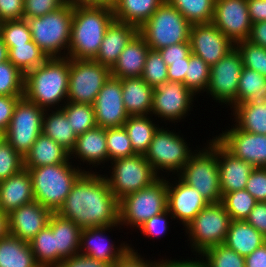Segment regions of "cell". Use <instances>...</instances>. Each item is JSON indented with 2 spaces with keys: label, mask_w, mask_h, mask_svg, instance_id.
Masks as SVG:
<instances>
[{
  "label": "cell",
  "mask_w": 266,
  "mask_h": 267,
  "mask_svg": "<svg viewBox=\"0 0 266 267\" xmlns=\"http://www.w3.org/2000/svg\"><path fill=\"white\" fill-rule=\"evenodd\" d=\"M130 244V250L119 259L112 267H160V258L153 260L145 258L144 254L138 253V249Z\"/></svg>",
  "instance_id": "cell-54"
},
{
  "label": "cell",
  "mask_w": 266,
  "mask_h": 267,
  "mask_svg": "<svg viewBox=\"0 0 266 267\" xmlns=\"http://www.w3.org/2000/svg\"><path fill=\"white\" fill-rule=\"evenodd\" d=\"M243 69L240 52L234 47L221 60L211 66L206 94L214 102L230 109L234 106L239 78Z\"/></svg>",
  "instance_id": "cell-15"
},
{
  "label": "cell",
  "mask_w": 266,
  "mask_h": 267,
  "mask_svg": "<svg viewBox=\"0 0 266 267\" xmlns=\"http://www.w3.org/2000/svg\"><path fill=\"white\" fill-rule=\"evenodd\" d=\"M117 228L123 229L120 224L82 229L79 253L108 263L112 267L130 250L129 243L121 241L120 245L116 246V242L106 234Z\"/></svg>",
  "instance_id": "cell-17"
},
{
  "label": "cell",
  "mask_w": 266,
  "mask_h": 267,
  "mask_svg": "<svg viewBox=\"0 0 266 267\" xmlns=\"http://www.w3.org/2000/svg\"><path fill=\"white\" fill-rule=\"evenodd\" d=\"M48 57L33 42V40L21 44L13 45L8 49V60L18 68L24 75L44 63Z\"/></svg>",
  "instance_id": "cell-37"
},
{
  "label": "cell",
  "mask_w": 266,
  "mask_h": 267,
  "mask_svg": "<svg viewBox=\"0 0 266 267\" xmlns=\"http://www.w3.org/2000/svg\"><path fill=\"white\" fill-rule=\"evenodd\" d=\"M108 165L112 160L136 154L124 126L106 128Z\"/></svg>",
  "instance_id": "cell-46"
},
{
  "label": "cell",
  "mask_w": 266,
  "mask_h": 267,
  "mask_svg": "<svg viewBox=\"0 0 266 267\" xmlns=\"http://www.w3.org/2000/svg\"><path fill=\"white\" fill-rule=\"evenodd\" d=\"M98 173L84 172L56 212L82 229L119 224V200L103 173Z\"/></svg>",
  "instance_id": "cell-1"
},
{
  "label": "cell",
  "mask_w": 266,
  "mask_h": 267,
  "mask_svg": "<svg viewBox=\"0 0 266 267\" xmlns=\"http://www.w3.org/2000/svg\"><path fill=\"white\" fill-rule=\"evenodd\" d=\"M247 40L266 49V21L253 23Z\"/></svg>",
  "instance_id": "cell-63"
},
{
  "label": "cell",
  "mask_w": 266,
  "mask_h": 267,
  "mask_svg": "<svg viewBox=\"0 0 266 267\" xmlns=\"http://www.w3.org/2000/svg\"><path fill=\"white\" fill-rule=\"evenodd\" d=\"M141 78L153 88L168 81V66L158 50L149 49Z\"/></svg>",
  "instance_id": "cell-48"
},
{
  "label": "cell",
  "mask_w": 266,
  "mask_h": 267,
  "mask_svg": "<svg viewBox=\"0 0 266 267\" xmlns=\"http://www.w3.org/2000/svg\"><path fill=\"white\" fill-rule=\"evenodd\" d=\"M110 76L108 66L94 60L70 58L67 101L93 105Z\"/></svg>",
  "instance_id": "cell-13"
},
{
  "label": "cell",
  "mask_w": 266,
  "mask_h": 267,
  "mask_svg": "<svg viewBox=\"0 0 266 267\" xmlns=\"http://www.w3.org/2000/svg\"><path fill=\"white\" fill-rule=\"evenodd\" d=\"M61 110L70 121L74 133L79 136L96 127L94 106L91 104L74 103L67 101Z\"/></svg>",
  "instance_id": "cell-41"
},
{
  "label": "cell",
  "mask_w": 266,
  "mask_h": 267,
  "mask_svg": "<svg viewBox=\"0 0 266 267\" xmlns=\"http://www.w3.org/2000/svg\"><path fill=\"white\" fill-rule=\"evenodd\" d=\"M70 153L53 139L41 133L24 157V167H40L66 163Z\"/></svg>",
  "instance_id": "cell-31"
},
{
  "label": "cell",
  "mask_w": 266,
  "mask_h": 267,
  "mask_svg": "<svg viewBox=\"0 0 266 267\" xmlns=\"http://www.w3.org/2000/svg\"><path fill=\"white\" fill-rule=\"evenodd\" d=\"M247 7L252 24L266 21V0H247Z\"/></svg>",
  "instance_id": "cell-61"
},
{
  "label": "cell",
  "mask_w": 266,
  "mask_h": 267,
  "mask_svg": "<svg viewBox=\"0 0 266 267\" xmlns=\"http://www.w3.org/2000/svg\"><path fill=\"white\" fill-rule=\"evenodd\" d=\"M245 267H266V243L245 257Z\"/></svg>",
  "instance_id": "cell-64"
},
{
  "label": "cell",
  "mask_w": 266,
  "mask_h": 267,
  "mask_svg": "<svg viewBox=\"0 0 266 267\" xmlns=\"http://www.w3.org/2000/svg\"><path fill=\"white\" fill-rule=\"evenodd\" d=\"M192 24L211 23L215 0H167Z\"/></svg>",
  "instance_id": "cell-39"
},
{
  "label": "cell",
  "mask_w": 266,
  "mask_h": 267,
  "mask_svg": "<svg viewBox=\"0 0 266 267\" xmlns=\"http://www.w3.org/2000/svg\"><path fill=\"white\" fill-rule=\"evenodd\" d=\"M189 58H184V61L172 62L168 66V80L184 82L185 75L188 69Z\"/></svg>",
  "instance_id": "cell-62"
},
{
  "label": "cell",
  "mask_w": 266,
  "mask_h": 267,
  "mask_svg": "<svg viewBox=\"0 0 266 267\" xmlns=\"http://www.w3.org/2000/svg\"><path fill=\"white\" fill-rule=\"evenodd\" d=\"M56 267H111L108 263L99 261L83 254H74L63 259Z\"/></svg>",
  "instance_id": "cell-59"
},
{
  "label": "cell",
  "mask_w": 266,
  "mask_h": 267,
  "mask_svg": "<svg viewBox=\"0 0 266 267\" xmlns=\"http://www.w3.org/2000/svg\"><path fill=\"white\" fill-rule=\"evenodd\" d=\"M42 133L53 139L69 153L73 150L77 139L70 121L61 109L45 110Z\"/></svg>",
  "instance_id": "cell-34"
},
{
  "label": "cell",
  "mask_w": 266,
  "mask_h": 267,
  "mask_svg": "<svg viewBox=\"0 0 266 267\" xmlns=\"http://www.w3.org/2000/svg\"><path fill=\"white\" fill-rule=\"evenodd\" d=\"M234 125L245 132L266 135V100H252L234 105L231 109ZM236 122V123H235Z\"/></svg>",
  "instance_id": "cell-30"
},
{
  "label": "cell",
  "mask_w": 266,
  "mask_h": 267,
  "mask_svg": "<svg viewBox=\"0 0 266 267\" xmlns=\"http://www.w3.org/2000/svg\"><path fill=\"white\" fill-rule=\"evenodd\" d=\"M217 155L222 195L244 190L254 167L250 163L235 157L218 140Z\"/></svg>",
  "instance_id": "cell-24"
},
{
  "label": "cell",
  "mask_w": 266,
  "mask_h": 267,
  "mask_svg": "<svg viewBox=\"0 0 266 267\" xmlns=\"http://www.w3.org/2000/svg\"><path fill=\"white\" fill-rule=\"evenodd\" d=\"M221 202L231 220H245L257 204V200L245 189L226 193Z\"/></svg>",
  "instance_id": "cell-43"
},
{
  "label": "cell",
  "mask_w": 266,
  "mask_h": 267,
  "mask_svg": "<svg viewBox=\"0 0 266 267\" xmlns=\"http://www.w3.org/2000/svg\"><path fill=\"white\" fill-rule=\"evenodd\" d=\"M214 136L235 157L254 168L266 167V135L245 132L232 124Z\"/></svg>",
  "instance_id": "cell-16"
},
{
  "label": "cell",
  "mask_w": 266,
  "mask_h": 267,
  "mask_svg": "<svg viewBox=\"0 0 266 267\" xmlns=\"http://www.w3.org/2000/svg\"><path fill=\"white\" fill-rule=\"evenodd\" d=\"M0 267H41L31 251L29 242L12 235L0 239Z\"/></svg>",
  "instance_id": "cell-36"
},
{
  "label": "cell",
  "mask_w": 266,
  "mask_h": 267,
  "mask_svg": "<svg viewBox=\"0 0 266 267\" xmlns=\"http://www.w3.org/2000/svg\"><path fill=\"white\" fill-rule=\"evenodd\" d=\"M93 106L97 126L104 129L122 127L129 115L122 99L121 80L110 76L99 91Z\"/></svg>",
  "instance_id": "cell-21"
},
{
  "label": "cell",
  "mask_w": 266,
  "mask_h": 267,
  "mask_svg": "<svg viewBox=\"0 0 266 267\" xmlns=\"http://www.w3.org/2000/svg\"><path fill=\"white\" fill-rule=\"evenodd\" d=\"M73 19V4L68 2L62 8L41 17L26 19L33 42L51 57H67L71 25Z\"/></svg>",
  "instance_id": "cell-6"
},
{
  "label": "cell",
  "mask_w": 266,
  "mask_h": 267,
  "mask_svg": "<svg viewBox=\"0 0 266 267\" xmlns=\"http://www.w3.org/2000/svg\"><path fill=\"white\" fill-rule=\"evenodd\" d=\"M108 166L107 169L110 170L105 172L104 176L118 200L151 186L160 178L142 154L112 160Z\"/></svg>",
  "instance_id": "cell-11"
},
{
  "label": "cell",
  "mask_w": 266,
  "mask_h": 267,
  "mask_svg": "<svg viewBox=\"0 0 266 267\" xmlns=\"http://www.w3.org/2000/svg\"><path fill=\"white\" fill-rule=\"evenodd\" d=\"M152 117V115L129 116L123 125L136 154L144 155L148 151L154 134L160 127L159 122H155L156 119Z\"/></svg>",
  "instance_id": "cell-35"
},
{
  "label": "cell",
  "mask_w": 266,
  "mask_h": 267,
  "mask_svg": "<svg viewBox=\"0 0 266 267\" xmlns=\"http://www.w3.org/2000/svg\"><path fill=\"white\" fill-rule=\"evenodd\" d=\"M23 168L24 158L4 139L0 144V182Z\"/></svg>",
  "instance_id": "cell-50"
},
{
  "label": "cell",
  "mask_w": 266,
  "mask_h": 267,
  "mask_svg": "<svg viewBox=\"0 0 266 267\" xmlns=\"http://www.w3.org/2000/svg\"><path fill=\"white\" fill-rule=\"evenodd\" d=\"M164 62L169 66L172 62L184 61L192 54L190 42L177 43L158 50Z\"/></svg>",
  "instance_id": "cell-55"
},
{
  "label": "cell",
  "mask_w": 266,
  "mask_h": 267,
  "mask_svg": "<svg viewBox=\"0 0 266 267\" xmlns=\"http://www.w3.org/2000/svg\"><path fill=\"white\" fill-rule=\"evenodd\" d=\"M235 47L241 54L243 67L252 69L266 77V49L264 47L247 39L236 42Z\"/></svg>",
  "instance_id": "cell-47"
},
{
  "label": "cell",
  "mask_w": 266,
  "mask_h": 267,
  "mask_svg": "<svg viewBox=\"0 0 266 267\" xmlns=\"http://www.w3.org/2000/svg\"><path fill=\"white\" fill-rule=\"evenodd\" d=\"M163 125L155 132L149 149L144 155L159 177H169L170 173L175 177L183 169L196 148L194 150L192 146L189 147L191 144L187 143V138H184L181 130L176 133V130L170 131V128H164Z\"/></svg>",
  "instance_id": "cell-7"
},
{
  "label": "cell",
  "mask_w": 266,
  "mask_h": 267,
  "mask_svg": "<svg viewBox=\"0 0 266 267\" xmlns=\"http://www.w3.org/2000/svg\"><path fill=\"white\" fill-rule=\"evenodd\" d=\"M196 100V95L183 82L168 80L154 88L150 115L158 122L164 121L165 126L169 122L173 125L191 114Z\"/></svg>",
  "instance_id": "cell-14"
},
{
  "label": "cell",
  "mask_w": 266,
  "mask_h": 267,
  "mask_svg": "<svg viewBox=\"0 0 266 267\" xmlns=\"http://www.w3.org/2000/svg\"><path fill=\"white\" fill-rule=\"evenodd\" d=\"M207 139L204 147L196 151L177 175L187 185L196 189L209 203L222 201L220 189L217 139Z\"/></svg>",
  "instance_id": "cell-5"
},
{
  "label": "cell",
  "mask_w": 266,
  "mask_h": 267,
  "mask_svg": "<svg viewBox=\"0 0 266 267\" xmlns=\"http://www.w3.org/2000/svg\"><path fill=\"white\" fill-rule=\"evenodd\" d=\"M212 23L233 43L248 39L252 22L247 0H215Z\"/></svg>",
  "instance_id": "cell-19"
},
{
  "label": "cell",
  "mask_w": 266,
  "mask_h": 267,
  "mask_svg": "<svg viewBox=\"0 0 266 267\" xmlns=\"http://www.w3.org/2000/svg\"><path fill=\"white\" fill-rule=\"evenodd\" d=\"M0 37L8 49L13 45L25 44L32 40L26 19L3 21L0 28Z\"/></svg>",
  "instance_id": "cell-49"
},
{
  "label": "cell",
  "mask_w": 266,
  "mask_h": 267,
  "mask_svg": "<svg viewBox=\"0 0 266 267\" xmlns=\"http://www.w3.org/2000/svg\"><path fill=\"white\" fill-rule=\"evenodd\" d=\"M189 42L192 54L200 57L210 67L235 47V43L225 36L212 22L192 24Z\"/></svg>",
  "instance_id": "cell-18"
},
{
  "label": "cell",
  "mask_w": 266,
  "mask_h": 267,
  "mask_svg": "<svg viewBox=\"0 0 266 267\" xmlns=\"http://www.w3.org/2000/svg\"><path fill=\"white\" fill-rule=\"evenodd\" d=\"M265 92L266 77L252 69L243 67L234 105L252 100H264Z\"/></svg>",
  "instance_id": "cell-38"
},
{
  "label": "cell",
  "mask_w": 266,
  "mask_h": 267,
  "mask_svg": "<svg viewBox=\"0 0 266 267\" xmlns=\"http://www.w3.org/2000/svg\"><path fill=\"white\" fill-rule=\"evenodd\" d=\"M169 220L173 221L174 218L167 209L144 222L138 230L141 232V235L145 236V238L147 237L152 240H154V238L159 239L161 236H165L167 231H169V226H167L169 225Z\"/></svg>",
  "instance_id": "cell-51"
},
{
  "label": "cell",
  "mask_w": 266,
  "mask_h": 267,
  "mask_svg": "<svg viewBox=\"0 0 266 267\" xmlns=\"http://www.w3.org/2000/svg\"><path fill=\"white\" fill-rule=\"evenodd\" d=\"M245 221L266 237V202H257Z\"/></svg>",
  "instance_id": "cell-58"
},
{
  "label": "cell",
  "mask_w": 266,
  "mask_h": 267,
  "mask_svg": "<svg viewBox=\"0 0 266 267\" xmlns=\"http://www.w3.org/2000/svg\"><path fill=\"white\" fill-rule=\"evenodd\" d=\"M45 110L25 97L20 98L13 111L4 139L23 158L42 133Z\"/></svg>",
  "instance_id": "cell-12"
},
{
  "label": "cell",
  "mask_w": 266,
  "mask_h": 267,
  "mask_svg": "<svg viewBox=\"0 0 266 267\" xmlns=\"http://www.w3.org/2000/svg\"><path fill=\"white\" fill-rule=\"evenodd\" d=\"M114 20L113 8L73 5L67 57L93 60L107 28Z\"/></svg>",
  "instance_id": "cell-3"
},
{
  "label": "cell",
  "mask_w": 266,
  "mask_h": 267,
  "mask_svg": "<svg viewBox=\"0 0 266 267\" xmlns=\"http://www.w3.org/2000/svg\"><path fill=\"white\" fill-rule=\"evenodd\" d=\"M200 256L208 267H245V257L224 244L210 247Z\"/></svg>",
  "instance_id": "cell-45"
},
{
  "label": "cell",
  "mask_w": 266,
  "mask_h": 267,
  "mask_svg": "<svg viewBox=\"0 0 266 267\" xmlns=\"http://www.w3.org/2000/svg\"><path fill=\"white\" fill-rule=\"evenodd\" d=\"M137 33L136 26L114 20L107 28L100 49L93 60L111 69L125 46Z\"/></svg>",
  "instance_id": "cell-26"
},
{
  "label": "cell",
  "mask_w": 266,
  "mask_h": 267,
  "mask_svg": "<svg viewBox=\"0 0 266 267\" xmlns=\"http://www.w3.org/2000/svg\"><path fill=\"white\" fill-rule=\"evenodd\" d=\"M122 99L129 116L150 115L154 88L141 77L123 78Z\"/></svg>",
  "instance_id": "cell-29"
},
{
  "label": "cell",
  "mask_w": 266,
  "mask_h": 267,
  "mask_svg": "<svg viewBox=\"0 0 266 267\" xmlns=\"http://www.w3.org/2000/svg\"><path fill=\"white\" fill-rule=\"evenodd\" d=\"M167 178V209L184 229L209 202L178 176Z\"/></svg>",
  "instance_id": "cell-20"
},
{
  "label": "cell",
  "mask_w": 266,
  "mask_h": 267,
  "mask_svg": "<svg viewBox=\"0 0 266 267\" xmlns=\"http://www.w3.org/2000/svg\"><path fill=\"white\" fill-rule=\"evenodd\" d=\"M149 49L144 38L137 33L125 46L117 62L110 69L111 76L117 79L141 77Z\"/></svg>",
  "instance_id": "cell-27"
},
{
  "label": "cell",
  "mask_w": 266,
  "mask_h": 267,
  "mask_svg": "<svg viewBox=\"0 0 266 267\" xmlns=\"http://www.w3.org/2000/svg\"><path fill=\"white\" fill-rule=\"evenodd\" d=\"M68 3V0H24L23 19L41 17L54 12Z\"/></svg>",
  "instance_id": "cell-52"
},
{
  "label": "cell",
  "mask_w": 266,
  "mask_h": 267,
  "mask_svg": "<svg viewBox=\"0 0 266 267\" xmlns=\"http://www.w3.org/2000/svg\"><path fill=\"white\" fill-rule=\"evenodd\" d=\"M165 0H116L113 14L116 21L138 29L151 17Z\"/></svg>",
  "instance_id": "cell-33"
},
{
  "label": "cell",
  "mask_w": 266,
  "mask_h": 267,
  "mask_svg": "<svg viewBox=\"0 0 266 267\" xmlns=\"http://www.w3.org/2000/svg\"><path fill=\"white\" fill-rule=\"evenodd\" d=\"M48 224L55 234L56 266L65 258L79 253L82 228L72 220L65 219L57 213H52Z\"/></svg>",
  "instance_id": "cell-28"
},
{
  "label": "cell",
  "mask_w": 266,
  "mask_h": 267,
  "mask_svg": "<svg viewBox=\"0 0 266 267\" xmlns=\"http://www.w3.org/2000/svg\"><path fill=\"white\" fill-rule=\"evenodd\" d=\"M73 5L113 8L116 0H68Z\"/></svg>",
  "instance_id": "cell-65"
},
{
  "label": "cell",
  "mask_w": 266,
  "mask_h": 267,
  "mask_svg": "<svg viewBox=\"0 0 266 267\" xmlns=\"http://www.w3.org/2000/svg\"><path fill=\"white\" fill-rule=\"evenodd\" d=\"M70 160L73 163L76 162V165L77 161L78 163L80 162L79 163L80 166L78 167L82 169L84 172H94V171L96 172L98 166L100 167L101 165L100 168L102 169H104L105 166H108L106 129L96 126L90 130H87L85 133L77 136L75 146L73 150L70 152ZM84 163L86 164V168L87 167L89 168L87 169L85 167L82 168L81 164L83 166ZM105 163L107 165H105ZM93 167L94 168L96 167V169H93Z\"/></svg>",
  "instance_id": "cell-22"
},
{
  "label": "cell",
  "mask_w": 266,
  "mask_h": 267,
  "mask_svg": "<svg viewBox=\"0 0 266 267\" xmlns=\"http://www.w3.org/2000/svg\"><path fill=\"white\" fill-rule=\"evenodd\" d=\"M69 70V57L48 58L25 74L24 97L44 110L61 109L67 102Z\"/></svg>",
  "instance_id": "cell-2"
},
{
  "label": "cell",
  "mask_w": 266,
  "mask_h": 267,
  "mask_svg": "<svg viewBox=\"0 0 266 267\" xmlns=\"http://www.w3.org/2000/svg\"><path fill=\"white\" fill-rule=\"evenodd\" d=\"M25 75L9 60L0 63V95L24 96Z\"/></svg>",
  "instance_id": "cell-44"
},
{
  "label": "cell",
  "mask_w": 266,
  "mask_h": 267,
  "mask_svg": "<svg viewBox=\"0 0 266 267\" xmlns=\"http://www.w3.org/2000/svg\"><path fill=\"white\" fill-rule=\"evenodd\" d=\"M266 243V237L245 220H231L224 245L246 257Z\"/></svg>",
  "instance_id": "cell-32"
},
{
  "label": "cell",
  "mask_w": 266,
  "mask_h": 267,
  "mask_svg": "<svg viewBox=\"0 0 266 267\" xmlns=\"http://www.w3.org/2000/svg\"><path fill=\"white\" fill-rule=\"evenodd\" d=\"M36 262L41 267H56V242L52 228L47 224L29 241Z\"/></svg>",
  "instance_id": "cell-40"
},
{
  "label": "cell",
  "mask_w": 266,
  "mask_h": 267,
  "mask_svg": "<svg viewBox=\"0 0 266 267\" xmlns=\"http://www.w3.org/2000/svg\"><path fill=\"white\" fill-rule=\"evenodd\" d=\"M167 210V177L119 200V224L131 230ZM129 226V227H128Z\"/></svg>",
  "instance_id": "cell-9"
},
{
  "label": "cell",
  "mask_w": 266,
  "mask_h": 267,
  "mask_svg": "<svg viewBox=\"0 0 266 267\" xmlns=\"http://www.w3.org/2000/svg\"><path fill=\"white\" fill-rule=\"evenodd\" d=\"M78 166L69 160L61 164L24 167L31 176L34 200L56 213L71 192L73 184L84 173Z\"/></svg>",
  "instance_id": "cell-4"
},
{
  "label": "cell",
  "mask_w": 266,
  "mask_h": 267,
  "mask_svg": "<svg viewBox=\"0 0 266 267\" xmlns=\"http://www.w3.org/2000/svg\"><path fill=\"white\" fill-rule=\"evenodd\" d=\"M9 235L8 215L0 212V239Z\"/></svg>",
  "instance_id": "cell-66"
},
{
  "label": "cell",
  "mask_w": 266,
  "mask_h": 267,
  "mask_svg": "<svg viewBox=\"0 0 266 267\" xmlns=\"http://www.w3.org/2000/svg\"><path fill=\"white\" fill-rule=\"evenodd\" d=\"M247 190L257 202H266V167H256L249 175Z\"/></svg>",
  "instance_id": "cell-53"
},
{
  "label": "cell",
  "mask_w": 266,
  "mask_h": 267,
  "mask_svg": "<svg viewBox=\"0 0 266 267\" xmlns=\"http://www.w3.org/2000/svg\"><path fill=\"white\" fill-rule=\"evenodd\" d=\"M4 140V133L3 132H0V144L1 142Z\"/></svg>",
  "instance_id": "cell-68"
},
{
  "label": "cell",
  "mask_w": 266,
  "mask_h": 267,
  "mask_svg": "<svg viewBox=\"0 0 266 267\" xmlns=\"http://www.w3.org/2000/svg\"><path fill=\"white\" fill-rule=\"evenodd\" d=\"M231 218L222 202L209 203L182 230L188 235L193 255H201L210 247L224 244Z\"/></svg>",
  "instance_id": "cell-10"
},
{
  "label": "cell",
  "mask_w": 266,
  "mask_h": 267,
  "mask_svg": "<svg viewBox=\"0 0 266 267\" xmlns=\"http://www.w3.org/2000/svg\"><path fill=\"white\" fill-rule=\"evenodd\" d=\"M34 201L31 176L28 169L0 182V210L9 215L15 209Z\"/></svg>",
  "instance_id": "cell-25"
},
{
  "label": "cell",
  "mask_w": 266,
  "mask_h": 267,
  "mask_svg": "<svg viewBox=\"0 0 266 267\" xmlns=\"http://www.w3.org/2000/svg\"><path fill=\"white\" fill-rule=\"evenodd\" d=\"M24 96L0 95V132L5 133L13 116L17 101Z\"/></svg>",
  "instance_id": "cell-57"
},
{
  "label": "cell",
  "mask_w": 266,
  "mask_h": 267,
  "mask_svg": "<svg viewBox=\"0 0 266 267\" xmlns=\"http://www.w3.org/2000/svg\"><path fill=\"white\" fill-rule=\"evenodd\" d=\"M51 214L38 201L27 203L8 215L9 234L29 242L48 224Z\"/></svg>",
  "instance_id": "cell-23"
},
{
  "label": "cell",
  "mask_w": 266,
  "mask_h": 267,
  "mask_svg": "<svg viewBox=\"0 0 266 267\" xmlns=\"http://www.w3.org/2000/svg\"><path fill=\"white\" fill-rule=\"evenodd\" d=\"M191 24L165 0L138 29L150 49L160 50L177 43L189 42Z\"/></svg>",
  "instance_id": "cell-8"
},
{
  "label": "cell",
  "mask_w": 266,
  "mask_h": 267,
  "mask_svg": "<svg viewBox=\"0 0 266 267\" xmlns=\"http://www.w3.org/2000/svg\"><path fill=\"white\" fill-rule=\"evenodd\" d=\"M8 60V48L0 37V63Z\"/></svg>",
  "instance_id": "cell-67"
},
{
  "label": "cell",
  "mask_w": 266,
  "mask_h": 267,
  "mask_svg": "<svg viewBox=\"0 0 266 267\" xmlns=\"http://www.w3.org/2000/svg\"><path fill=\"white\" fill-rule=\"evenodd\" d=\"M211 67L200 57L191 54L189 57L188 69L185 75L184 84L196 96L207 91L210 79Z\"/></svg>",
  "instance_id": "cell-42"
},
{
  "label": "cell",
  "mask_w": 266,
  "mask_h": 267,
  "mask_svg": "<svg viewBox=\"0 0 266 267\" xmlns=\"http://www.w3.org/2000/svg\"><path fill=\"white\" fill-rule=\"evenodd\" d=\"M24 0H0V20L23 19Z\"/></svg>",
  "instance_id": "cell-56"
},
{
  "label": "cell",
  "mask_w": 266,
  "mask_h": 267,
  "mask_svg": "<svg viewBox=\"0 0 266 267\" xmlns=\"http://www.w3.org/2000/svg\"><path fill=\"white\" fill-rule=\"evenodd\" d=\"M198 257V258H197ZM172 257L160 258V267H208L204 259L200 255H195V259L190 257L188 259H171Z\"/></svg>",
  "instance_id": "cell-60"
}]
</instances>
